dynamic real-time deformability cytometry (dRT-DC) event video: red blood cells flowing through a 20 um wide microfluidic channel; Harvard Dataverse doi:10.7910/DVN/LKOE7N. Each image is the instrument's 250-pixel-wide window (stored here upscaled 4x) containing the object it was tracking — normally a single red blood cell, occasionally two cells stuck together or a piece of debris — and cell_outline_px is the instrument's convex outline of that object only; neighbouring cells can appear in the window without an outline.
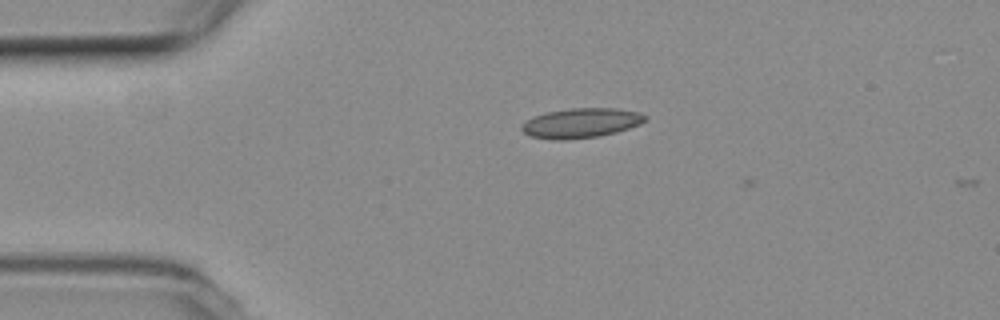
{"species": "common noctule bat (a hibernating species)", "species_latin": "Nyctalus noctula", "temperature_condition": "room temperature", "stored_images_in_passage": 3, "camera_frame_rate_fps": 3000, "um_per_image_px": 0.085, "animal": {"sex": "female", "body_mass_g": 19.3, "forearm_length_mm": 54.1}, "frame": {"image": 1, "passage_image": 2, "time_ms": 0.333, "image_size_px": [1000, 320], "cell_outline_px": [[648, 120], [640, 124], [616, 132], [600, 136], [564, 140], [552, 140], [532, 136], [524, 132], [520, 128], [528, 120], [544, 112], [572, 108], [616, 108], [640, 112], [648, 116]], "centroid_in_image_um": [49.44, 10.45], "position_along_channel_um": 35.6, "area_um2": 21.39}}